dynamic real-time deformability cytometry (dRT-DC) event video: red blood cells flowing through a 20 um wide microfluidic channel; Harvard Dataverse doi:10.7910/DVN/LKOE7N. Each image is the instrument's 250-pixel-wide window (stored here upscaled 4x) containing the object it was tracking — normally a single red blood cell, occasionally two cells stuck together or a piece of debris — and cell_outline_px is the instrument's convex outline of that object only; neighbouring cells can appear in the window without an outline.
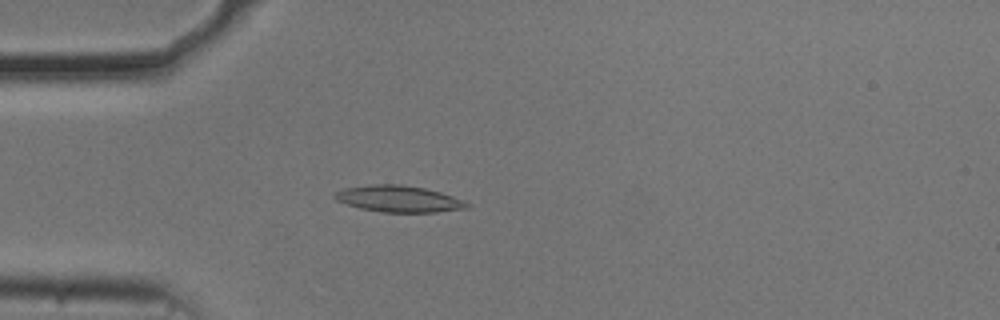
{"species": "common noctule bat (a hibernating species)", "species_latin": "Nyctalus noctula", "temperature_condition": "cold", "stored_images_in_passage": 54, "camera_frame_rate_fps": 3000, "um_per_image_px": 0.085, "animal": {"sex": "male", "body_mass_g": 20.5, "forearm_length_mm": 52.5}, "frame": {"image": 1, "passage_image": 15, "time_ms": 4.667, "image_size_px": [1000, 320], "cell_outline_px": [[472, 204], [468, 208], [436, 212], [384, 212], [360, 208], [336, 200], [332, 196], [336, 192], [344, 188], [372, 184], [400, 184], [424, 188], [440, 192], [464, 200]], "centroid_in_image_um": [33.91, 16.9], "position_along_channel_um": 51.1, "area_um2": 20.35}}
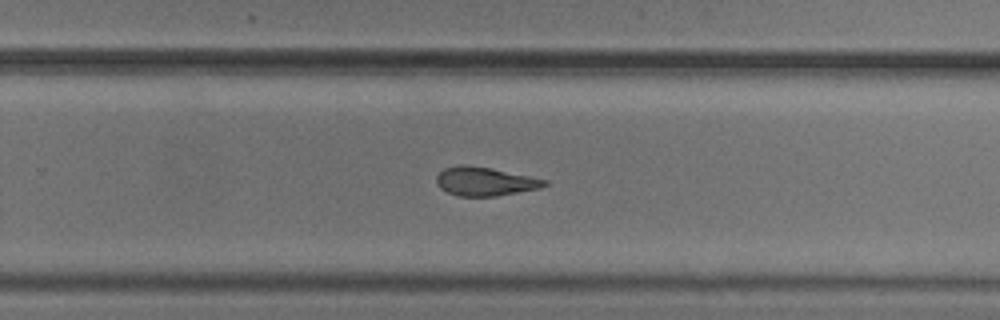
{"frame": {"image": 2, "passage_image": 35, "time_ms": 11.333, "image_size_px": [1000, 320], "cell_outline_px": [[548, 184], [540, 188], [496, 196], [460, 196], [448, 192], [440, 188], [436, 184], [436, 176], [444, 168], [460, 164], [464, 164], [488, 168], [548, 180]], "centroid_in_image_um": [41.18, 15.42], "position_along_channel_um": 288.6, "area_um2": 17.86}}
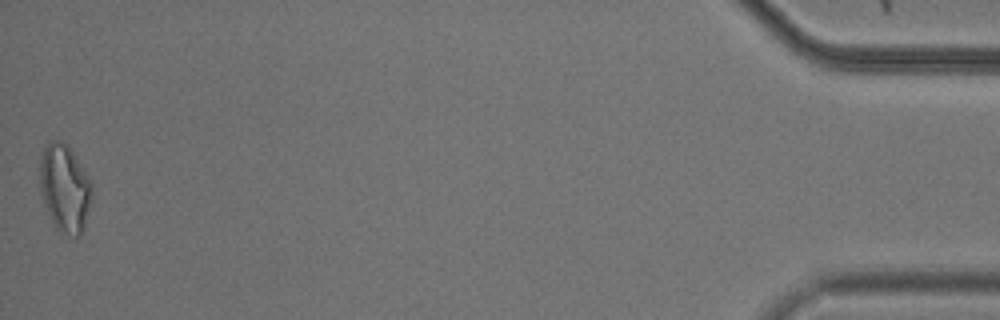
{"frame": {"image": 3, "passage_image": 54, "time_ms": 17.667, "image_size_px": [1000, 320], "cell_outline_px": [[92, 200], [84, 228], [80, 236], [76, 236], [60, 232], [56, 228], [44, 204], [40, 192], [40, 156], [44, 148], [52, 140], [60, 140], [68, 144], [92, 180]], "centroid_in_image_um": [5.53, 15.97], "position_along_channel_um": 429.7, "area_um2": 26.93}, "authors_computed_cell_mechanics": {"area_um2": 19.4208, "velocity_mm_per_s": 3.7118, "shape_relaxation_time_tau1_ms": null, "shape_relaxation_time_tau2_ms": 4.4829, "deformation_change_tau1": null, "deformation_change_tau2": 0.1293}}